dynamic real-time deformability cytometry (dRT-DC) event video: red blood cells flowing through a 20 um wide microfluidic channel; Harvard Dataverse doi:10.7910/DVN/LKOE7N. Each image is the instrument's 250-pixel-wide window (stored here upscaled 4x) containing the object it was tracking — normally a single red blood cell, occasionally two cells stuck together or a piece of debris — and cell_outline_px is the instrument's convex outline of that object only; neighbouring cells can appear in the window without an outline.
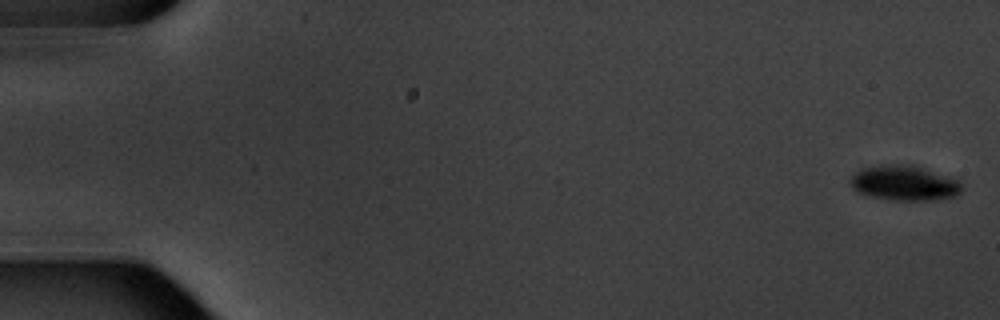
{"species": "common noctule bat (a hibernating species)", "species_latin": "Nyctalus noctula", "temperature_condition": "warm", "stored_images_in_passage": 5, "camera_frame_rate_fps": 3000, "um_per_image_px": 0.085, "animal": {"sex": "male", "body_mass_g": 20.1, "forearm_length_mm": 53.5}, "frame": {"image": 1, "passage_image": 1, "time_ms": 0.0, "image_size_px": [1000, 320], "cell_outline_px": [[960, 192], [956, 196], [936, 200], [892, 200], [872, 196], [860, 192], [852, 188], [852, 176], [856, 172], [864, 168], [888, 164], [912, 164], [960, 180]], "centroid_in_image_um": [76.91, 15.55], "position_along_channel_um": 8.1, "area_um2": 22.48}}